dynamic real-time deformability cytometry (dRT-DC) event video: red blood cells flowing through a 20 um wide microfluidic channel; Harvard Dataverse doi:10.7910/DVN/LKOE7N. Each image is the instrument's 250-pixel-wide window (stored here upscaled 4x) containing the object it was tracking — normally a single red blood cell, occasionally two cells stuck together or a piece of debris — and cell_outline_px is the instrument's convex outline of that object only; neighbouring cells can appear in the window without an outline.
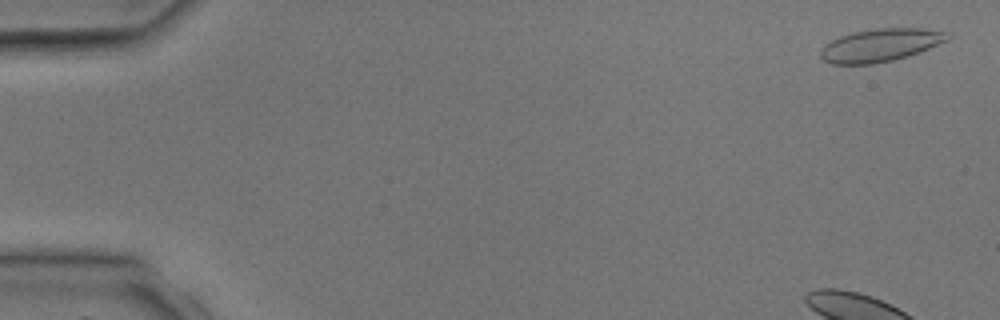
{"species": "common noctule bat (a hibernating species)", "species_latin": "Nyctalus noctula", "temperature_condition": "room temperature", "stored_images_in_passage": 4, "camera_frame_rate_fps": 3000, "um_per_image_px": 0.085, "animal": {"sex": "male", "body_mass_g": 17.9, "forearm_length_mm": 54.2}, "frame": {"image": 1, "passage_image": 1, "time_ms": 0.0, "image_size_px": [1000, 320], "cell_outline_px": [[952, 36], [948, 40], [908, 56], [892, 60], [872, 64], [832, 64], [824, 60], [820, 56], [820, 52], [824, 44], [840, 36], [852, 32], [876, 28], [924, 28], [952, 32]], "centroid_in_image_um": [74.86, 3.82], "position_along_channel_um": 10.1, "area_um2": 24.45}}